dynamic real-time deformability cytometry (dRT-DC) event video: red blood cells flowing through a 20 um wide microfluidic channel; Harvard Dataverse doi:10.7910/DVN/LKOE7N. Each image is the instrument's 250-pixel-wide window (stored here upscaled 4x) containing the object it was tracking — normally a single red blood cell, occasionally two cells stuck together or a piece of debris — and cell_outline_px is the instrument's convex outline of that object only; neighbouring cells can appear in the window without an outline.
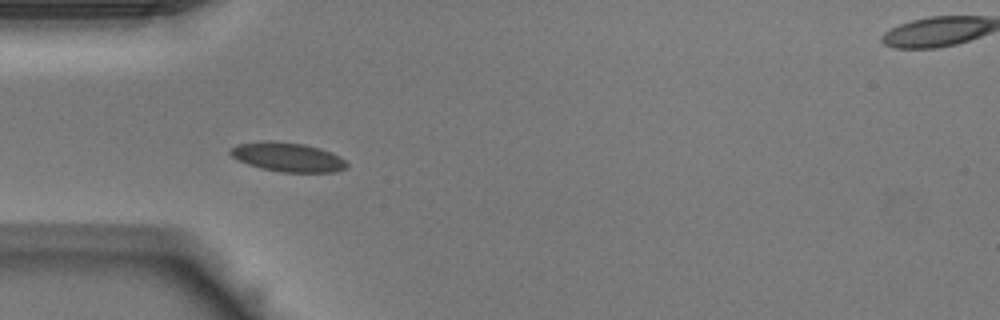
{"species": "Egyptian fruit bat (a non-hibernating species)", "species_latin": "Rousettus aegyptiacus", "temperature_condition": "warm", "stored_images_in_passage": 31, "camera_frame_rate_fps": 3000, "um_per_image_px": 0.085, "animal": {"sex": "male"}, "frame": {"image": 1, "passage_image": 5, "time_ms": 1.333, "image_size_px": [1000, 320], "cell_outline_px": [[348, 168], [336, 172], [280, 172], [260, 168], [248, 164], [232, 156], [228, 152], [236, 144], [268, 140], [272, 140], [304, 144], [320, 148], [332, 152], [340, 156], [348, 164]], "centroid_in_image_um": [24.48, 13.35], "position_along_channel_um": 60.5, "area_um2": 19.94}}